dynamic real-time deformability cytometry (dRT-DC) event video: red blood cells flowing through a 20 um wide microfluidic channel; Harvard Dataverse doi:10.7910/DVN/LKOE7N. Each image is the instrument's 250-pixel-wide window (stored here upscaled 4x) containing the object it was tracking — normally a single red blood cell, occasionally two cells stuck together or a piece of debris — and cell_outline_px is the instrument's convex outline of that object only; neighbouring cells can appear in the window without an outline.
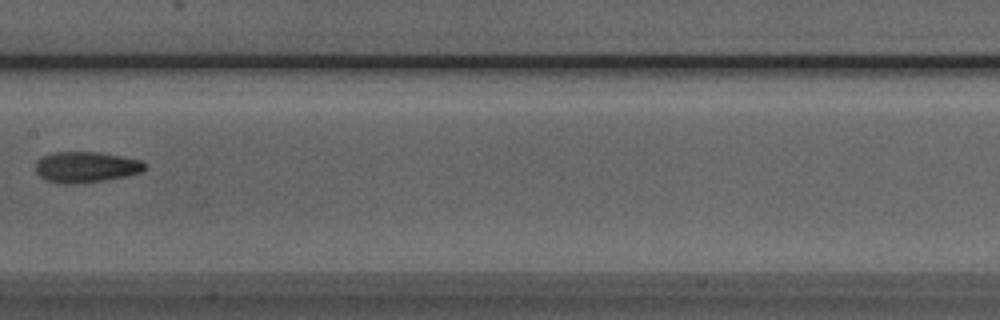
{"species": "Egyptian fruit bat (a non-hibernating species)", "species_latin": "Rousettus aegyptiacus", "temperature_condition": "room temperature", "stored_images_in_passage": 8, "camera_frame_rate_fps": 3000, "um_per_image_px": 0.085, "animal": {"sex": "male"}, "frame": {"image": 1, "passage_image": 8, "time_ms": 8.333, "image_size_px": [1000, 320], "cell_outline_px": [[148, 168], [140, 172], [124, 176], [104, 180], [72, 184], [64, 184], [44, 180], [36, 172], [36, 160], [52, 152], [100, 152], [140, 160]], "centroid_in_image_um": [7.27, 14.2], "position_along_channel_um": 200.1, "area_um2": 19.54}}